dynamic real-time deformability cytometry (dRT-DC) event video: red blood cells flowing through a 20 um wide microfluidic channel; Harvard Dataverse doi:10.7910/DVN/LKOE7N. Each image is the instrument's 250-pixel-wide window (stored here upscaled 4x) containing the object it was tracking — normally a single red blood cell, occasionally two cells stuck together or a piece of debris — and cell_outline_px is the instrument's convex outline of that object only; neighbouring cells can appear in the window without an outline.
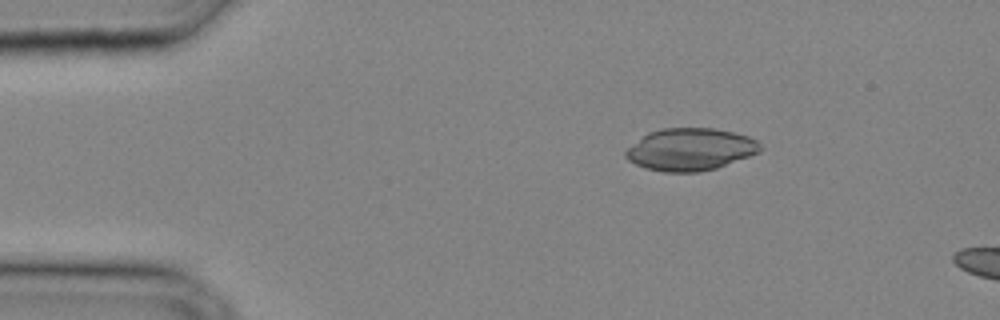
{"species": "common noctule bat (a hibernating species)", "species_latin": "Nyctalus noctula", "temperature_condition": "cold", "stored_images_in_passage": 4, "camera_frame_rate_fps": 3000, "um_per_image_px": 0.085, "animal": {"sex": "male", "body_mass_g": 20.4}, "frame": {"image": 1, "passage_image": 1, "time_ms": 0.0, "image_size_px": [1000, 320], "cell_outline_px": [[764, 148], [760, 152], [716, 168], [696, 172], [664, 172], [644, 168], [628, 160], [624, 156], [624, 152], [628, 148], [648, 132], [660, 128], [716, 128], [748, 136], [756, 140]], "centroid_in_image_um": [58.68, 12.69], "position_along_channel_um": 26.3, "area_um2": 33.18}}